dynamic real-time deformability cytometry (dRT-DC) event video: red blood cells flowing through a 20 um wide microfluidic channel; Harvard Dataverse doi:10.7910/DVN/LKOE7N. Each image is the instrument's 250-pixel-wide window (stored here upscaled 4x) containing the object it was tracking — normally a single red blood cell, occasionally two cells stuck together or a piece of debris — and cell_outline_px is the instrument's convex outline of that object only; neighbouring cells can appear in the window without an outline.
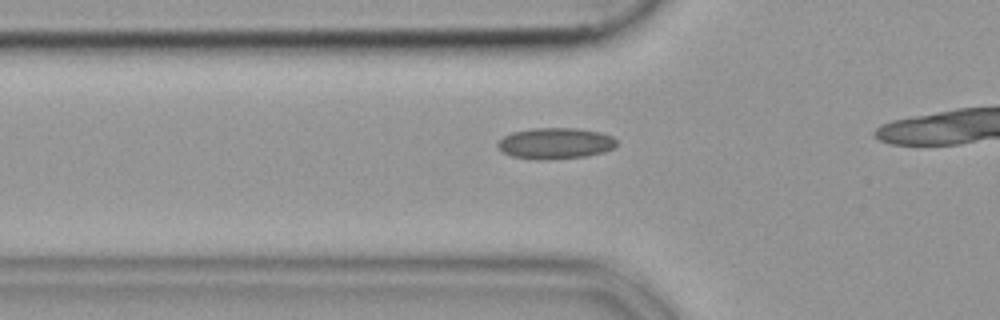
{"species": "common noctule bat (a hibernating species)", "species_latin": "Nyctalus noctula", "temperature_condition": "cold", "stored_images_in_passage": 18, "camera_frame_rate_fps": 3000, "um_per_image_px": 0.085, "animal": {"sex": "female", "body_mass_g": 19.9}, "frame": {"image": 1, "passage_image": 13, "time_ms": 4.0, "image_size_px": [1000, 320], "cell_outline_px": [[616, 144], [612, 148], [604, 152], [584, 156], [548, 160], [536, 160], [512, 156], [504, 152], [496, 144], [504, 136], [512, 132], [532, 128], [580, 128], [600, 132], [612, 136], [616, 140]], "centroid_in_image_um": [47.2, 12.18], "position_along_channel_um": 78.6, "area_um2": 21.56}}